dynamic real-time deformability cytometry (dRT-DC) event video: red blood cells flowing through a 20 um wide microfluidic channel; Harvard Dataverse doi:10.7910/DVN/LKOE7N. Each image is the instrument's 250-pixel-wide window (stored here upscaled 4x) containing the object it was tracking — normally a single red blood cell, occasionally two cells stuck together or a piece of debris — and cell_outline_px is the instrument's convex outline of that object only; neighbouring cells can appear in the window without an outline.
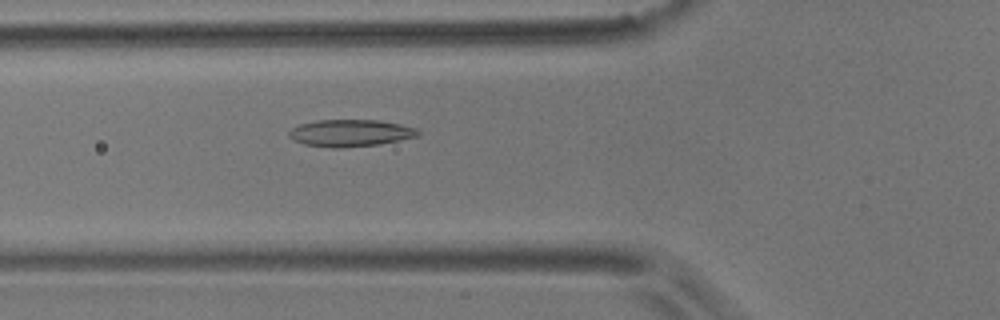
{"species": "common noctule bat (a hibernating species)", "species_latin": "Nyctalus noctula", "temperature_condition": "room temperature", "stored_images_in_passage": 6, "camera_frame_rate_fps": 3000, "um_per_image_px": 0.085, "animal": {"sex": "male", "body_mass_g": 17.9}, "frame": {"image": 1, "passage_image": 6, "time_ms": 1.667, "image_size_px": [1000, 320], "cell_outline_px": [[420, 132], [416, 136], [400, 140], [380, 144], [340, 148], [332, 148], [304, 144], [288, 136], [288, 132], [292, 128], [300, 124], [316, 120], [380, 120], [400, 124], [416, 128]], "centroid_in_image_um": [29.77, 11.3], "position_along_channel_um": 96.0, "area_um2": 20.23}}